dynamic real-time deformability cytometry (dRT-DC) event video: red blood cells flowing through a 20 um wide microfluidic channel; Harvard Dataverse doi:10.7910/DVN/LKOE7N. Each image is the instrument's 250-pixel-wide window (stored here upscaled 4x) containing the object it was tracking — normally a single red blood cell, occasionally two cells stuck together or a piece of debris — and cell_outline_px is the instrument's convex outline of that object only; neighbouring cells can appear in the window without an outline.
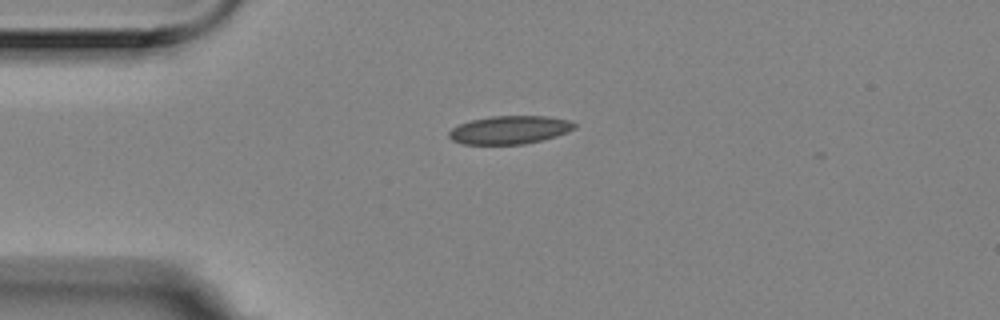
{"species": "Egyptian fruit bat (a non-hibernating species)", "species_latin": "Rousettus aegyptiacus", "temperature_condition": "room temperature", "stored_images_in_passage": 3, "camera_frame_rate_fps": 3000, "um_per_image_px": 0.085, "animal": {"sex": "female"}, "frame": {"image": 1, "passage_image": 1, "time_ms": 0.0, "image_size_px": [1000, 320], "cell_outline_px": [[576, 128], [568, 132], [556, 136], [524, 144], [464, 144], [452, 140], [448, 136], [448, 132], [452, 128], [460, 124], [472, 120], [492, 116], [548, 116], [572, 120], [576, 124]], "centroid_in_image_um": [43.36, 11.03], "position_along_channel_um": 41.6, "area_um2": 20.63}}
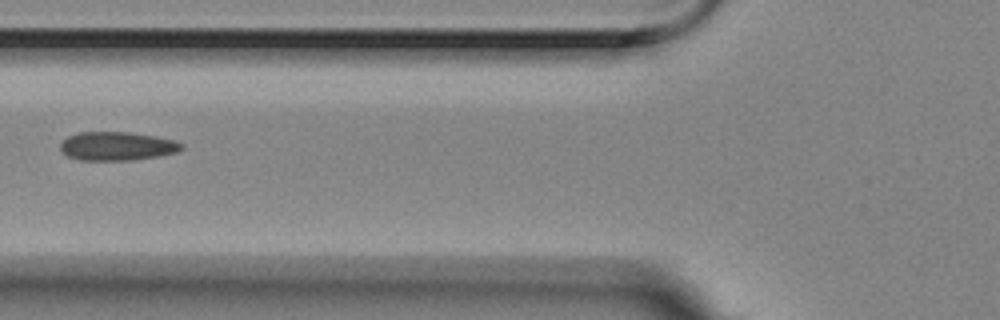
{"frame": {"image": 2, "passage_image": 3, "time_ms": 0.667, "image_size_px": [1000, 320], "cell_outline_px": [[184, 148], [176, 152], [156, 156], [132, 160], [80, 160], [68, 156], [60, 152], [60, 144], [68, 136], [80, 132], [128, 132], [156, 136], [176, 140], [184, 144]], "centroid_in_image_um": [9.95, 12.42], "position_along_channel_um": 115.8, "area_um2": 20.29}}